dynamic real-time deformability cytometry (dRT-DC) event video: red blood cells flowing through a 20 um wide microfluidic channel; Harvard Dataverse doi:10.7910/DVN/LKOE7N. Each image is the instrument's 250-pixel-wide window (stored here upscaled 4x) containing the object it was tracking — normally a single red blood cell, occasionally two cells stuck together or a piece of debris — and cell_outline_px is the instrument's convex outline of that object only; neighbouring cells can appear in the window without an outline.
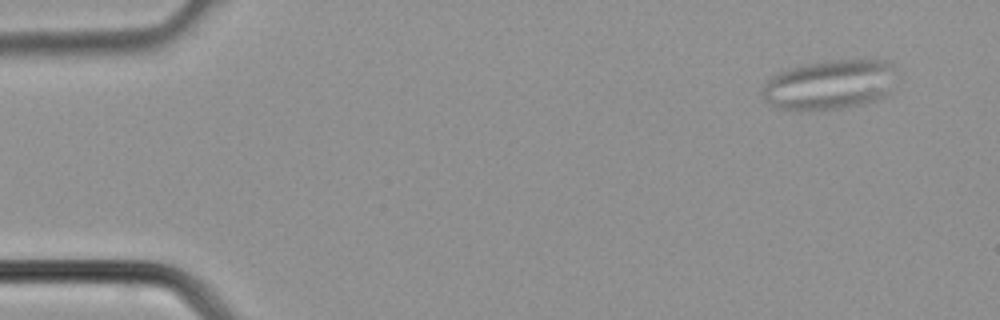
{"species": "common noctule bat (a hibernating species)", "species_latin": "Nyctalus noctula", "temperature_condition": "cold", "stored_images_in_passage": 38, "segment_of_instrument_passage": [1, 2], "camera_frame_rate_fps": 3000, "um_per_image_px": 0.085, "animal": {"sex": "male", "body_mass_g": 21.5, "forearm_length_mm": 52.0}, "frame": {"image": 1, "passage_image": 3, "time_ms": 0.667, "image_size_px": [1000, 320], "cell_outline_px": [[892, 92], [876, 100], [860, 104], [840, 108], [780, 108], [764, 100], [764, 84], [772, 76], [780, 72], [804, 64], [832, 60], [884, 60], [892, 64]], "centroid_in_image_um": [70.55, 7.17], "position_along_channel_um": 14.4, "area_um2": 37.69}}